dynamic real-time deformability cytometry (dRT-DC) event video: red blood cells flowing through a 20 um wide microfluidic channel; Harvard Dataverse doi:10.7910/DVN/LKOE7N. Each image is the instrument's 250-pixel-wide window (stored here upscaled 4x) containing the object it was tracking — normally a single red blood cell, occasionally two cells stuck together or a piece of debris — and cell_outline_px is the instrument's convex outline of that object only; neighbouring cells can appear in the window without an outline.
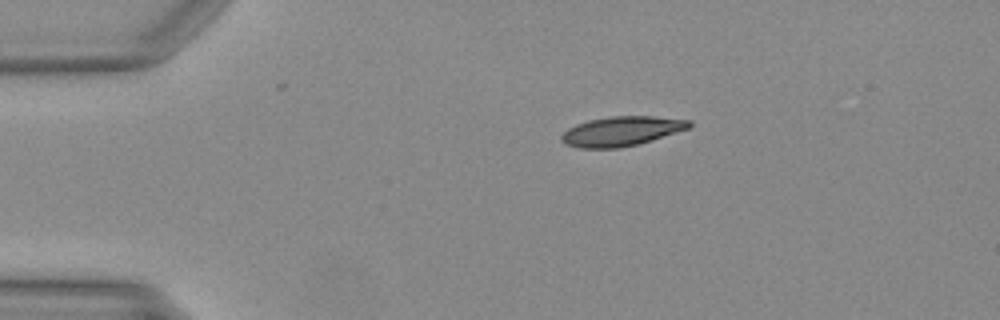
{"species": "Egyptian fruit bat (a non-hibernating species)", "species_latin": "Rousettus aegyptiacus", "temperature_condition": "warm", "stored_images_in_passage": 41, "camera_frame_rate_fps": 3000, "um_per_image_px": 0.085, "animal": {"sex": "female"}, "frame": {"image": 1, "passage_image": 1, "time_ms": 0.0, "image_size_px": [1000, 320], "cell_outline_px": [[692, 124], [688, 128], [652, 140], [636, 144], [616, 148], [580, 148], [564, 144], [560, 140], [560, 136], [568, 128], [576, 124], [588, 120], [612, 116], [652, 116], [692, 120]], "centroid_in_image_um": [52.79, 11.14], "position_along_channel_um": 32.2, "area_um2": 21.91}}
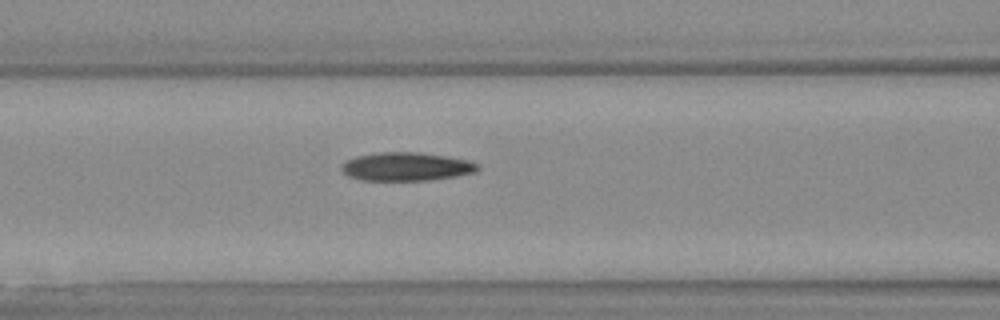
{"frame": {"image": 2, "passage_image": 12, "time_ms": 3.667, "image_size_px": [1000, 320], "cell_outline_px": [[480, 168], [472, 172], [456, 176], [428, 180], [364, 180], [348, 176], [340, 168], [340, 164], [356, 156], [376, 152], [420, 152], [468, 160], [480, 164]], "centroid_in_image_um": [34.51, 14.15], "position_along_channel_um": 132.1, "area_um2": 22.48}}
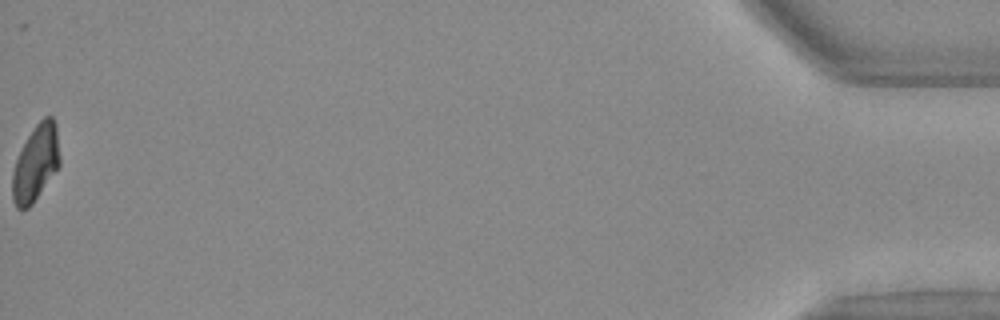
{"frame": {"image": 3, "passage_image": 41, "time_ms": 13.333, "image_size_px": [1000, 320], "cell_outline_px": [[60, 164], [32, 204], [28, 208], [16, 208], [12, 200], [12, 172], [16, 160], [28, 136], [36, 124], [44, 116], [52, 116], [56, 124], [60, 156]], "centroid_in_image_um": [3.03, 13.85], "position_along_channel_um": 432.2, "area_um2": 20.81}}